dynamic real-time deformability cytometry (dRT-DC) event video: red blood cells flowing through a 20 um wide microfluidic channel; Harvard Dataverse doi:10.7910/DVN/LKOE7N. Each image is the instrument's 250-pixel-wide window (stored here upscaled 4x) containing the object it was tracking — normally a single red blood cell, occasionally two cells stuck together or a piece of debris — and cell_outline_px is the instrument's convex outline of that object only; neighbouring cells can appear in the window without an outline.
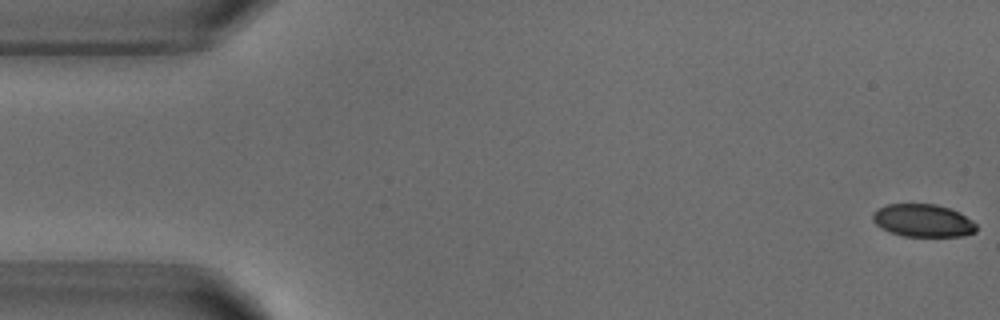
{"species": "common noctule bat (a hibernating species)", "species_latin": "Nyctalus noctula", "temperature_condition": "warm", "stored_images_in_passage": 4, "camera_frame_rate_fps": 3000, "um_per_image_px": 0.085, "animal": {"sex": "male", "body_mass_g": 18.8}, "frame": {"image": 1, "passage_image": 1, "time_ms": 0.0, "image_size_px": [1000, 320], "cell_outline_px": [[976, 232], [964, 236], [904, 236], [880, 228], [872, 220], [872, 212], [888, 204], [936, 204], [960, 212], [972, 220], [976, 224]], "centroid_in_image_um": [78.46, 18.75], "position_along_channel_um": 6.5, "area_um2": 19.77}}